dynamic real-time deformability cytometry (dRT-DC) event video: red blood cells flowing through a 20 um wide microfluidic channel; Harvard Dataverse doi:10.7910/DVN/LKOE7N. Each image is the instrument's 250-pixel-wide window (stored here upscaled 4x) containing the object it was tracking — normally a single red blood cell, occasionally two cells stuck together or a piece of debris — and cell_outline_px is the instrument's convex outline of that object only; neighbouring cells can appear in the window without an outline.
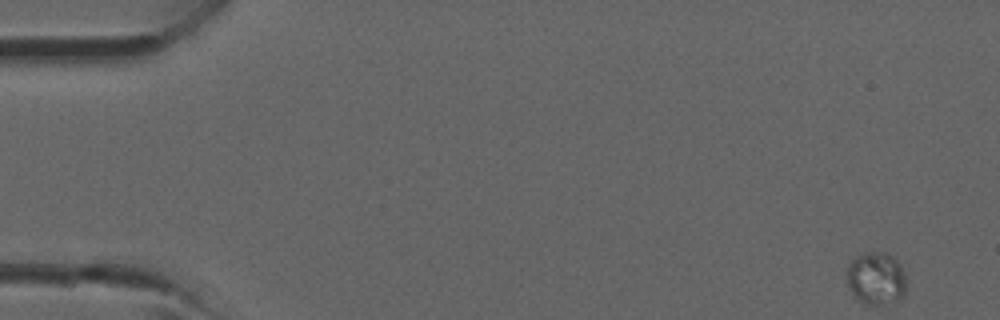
{"species": "common noctule bat (a hibernating species)", "species_latin": "Nyctalus noctula", "temperature_condition": "room temperature", "stored_images_in_passage": 41, "camera_frame_rate_fps": 3000, "um_per_image_px": 0.085, "animal": {"sex": "male", "forearm_length_mm": 52.5}, "frame": {"image": 1, "passage_image": 1, "time_ms": 0.0, "image_size_px": [1000, 320], "cell_outline_px": [[904, 296], [900, 300], [876, 304], [864, 304], [852, 292], [848, 284], [848, 264], [856, 256], [864, 252], [888, 252], [900, 264], [904, 272]], "centroid_in_image_um": [74.48, 23.63], "position_along_channel_um": 10.5, "area_um2": 17.98}}
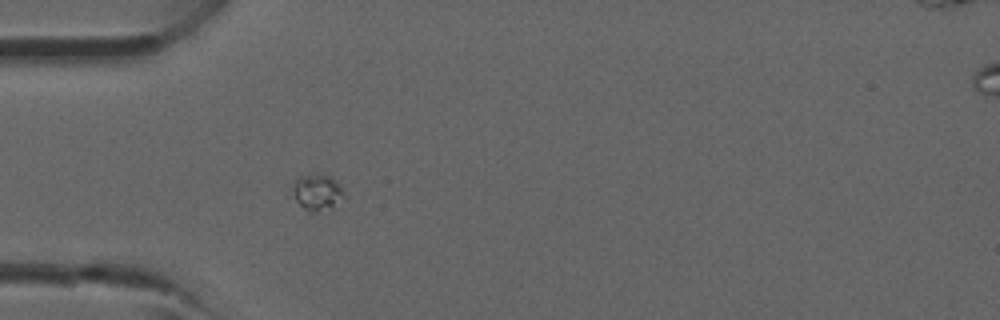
{"frame": {"image": 2, "passage_image": 12, "time_ms": 3.667, "image_size_px": [1000, 320], "cell_outline_px": [[344, 196], [332, 208], [316, 212], [308, 212], [296, 200], [292, 188], [292, 184], [296, 176], [328, 176], [336, 180], [340, 184], [344, 192]], "centroid_in_image_um": [26.96, 16.36], "position_along_channel_um": 58.0, "area_um2": 10.64}}
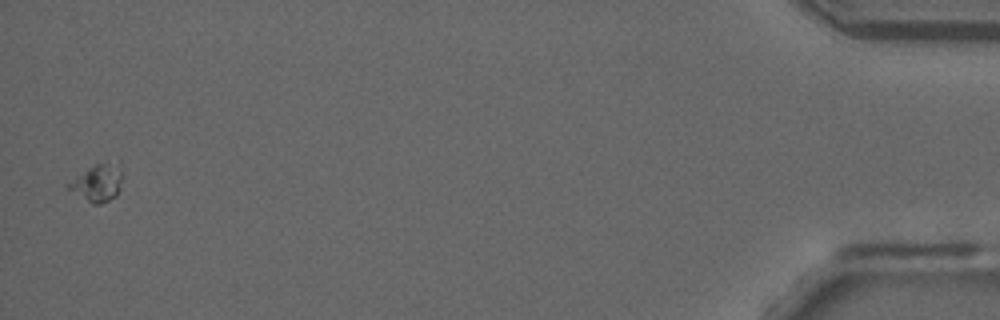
{"frame": {"image": 3, "passage_image": 41, "time_ms": 13.333, "image_size_px": [1000, 320], "cell_outline_px": [[124, 176], [116, 196], [100, 204], [92, 204], [64, 188], [76, 176], [88, 168], [96, 164], [120, 160]], "centroid_in_image_um": [8.33, 15.51], "position_along_channel_um": 426.9, "area_um2": 12.08}}